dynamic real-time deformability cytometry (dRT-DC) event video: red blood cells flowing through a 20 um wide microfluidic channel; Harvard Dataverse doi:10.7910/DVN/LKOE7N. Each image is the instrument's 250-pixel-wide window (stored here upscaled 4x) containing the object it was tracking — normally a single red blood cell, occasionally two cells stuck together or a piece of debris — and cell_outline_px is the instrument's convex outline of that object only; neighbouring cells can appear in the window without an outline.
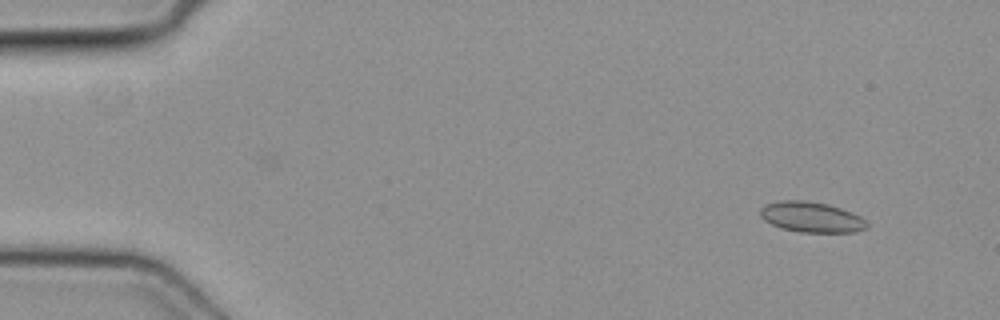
{"species": "common noctule bat (a hibernating species)", "species_latin": "Nyctalus noctula", "temperature_condition": "cold", "stored_images_in_passage": 51, "camera_frame_rate_fps": 3000, "um_per_image_px": 0.085, "animal": {"sex": "female", "body_mass_g": 19.3, "forearm_length_mm": 54.1}, "frame": {"image": 1, "passage_image": 5, "time_ms": 1.333, "image_size_px": [1000, 320], "cell_outline_px": [[868, 228], [856, 232], [800, 232], [780, 228], [764, 220], [760, 216], [760, 208], [764, 204], [780, 200], [804, 200], [828, 204], [852, 212], [868, 220]], "centroid_in_image_um": [68.98, 18.45], "position_along_channel_um": 16.0, "area_um2": 19.19}}
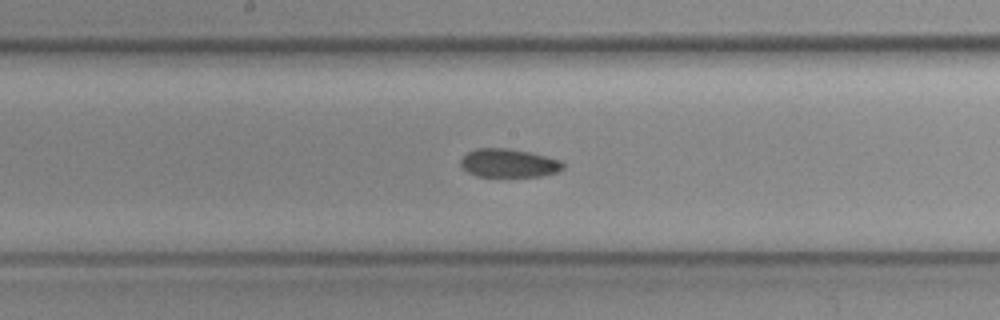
{"frame": {"image": 2, "passage_image": 27, "time_ms": 8.667, "image_size_px": [1000, 320], "cell_outline_px": [[564, 168], [556, 172], [540, 176], [476, 176], [468, 172], [460, 164], [460, 160], [468, 152], [476, 148], [504, 148], [532, 152], [560, 160], [564, 164]], "centroid_in_image_um": [43.25, 13.86], "position_along_channel_um": 205.0, "area_um2": 16.88}}
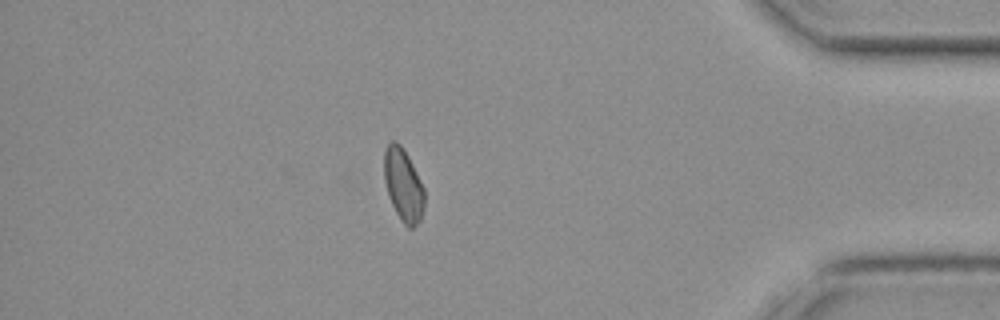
{"frame": {"image": 3, "passage_image": 44, "time_ms": 14.333, "image_size_px": [1000, 320], "cell_outline_px": [[424, 208], [420, 220], [412, 228], [408, 228], [400, 220], [388, 196], [384, 180], [384, 152], [388, 144], [392, 140], [396, 140], [400, 144], [408, 156], [424, 188]], "centroid_in_image_um": [34.27, 15.72], "position_along_channel_um": 400.9, "area_um2": 17.05}}